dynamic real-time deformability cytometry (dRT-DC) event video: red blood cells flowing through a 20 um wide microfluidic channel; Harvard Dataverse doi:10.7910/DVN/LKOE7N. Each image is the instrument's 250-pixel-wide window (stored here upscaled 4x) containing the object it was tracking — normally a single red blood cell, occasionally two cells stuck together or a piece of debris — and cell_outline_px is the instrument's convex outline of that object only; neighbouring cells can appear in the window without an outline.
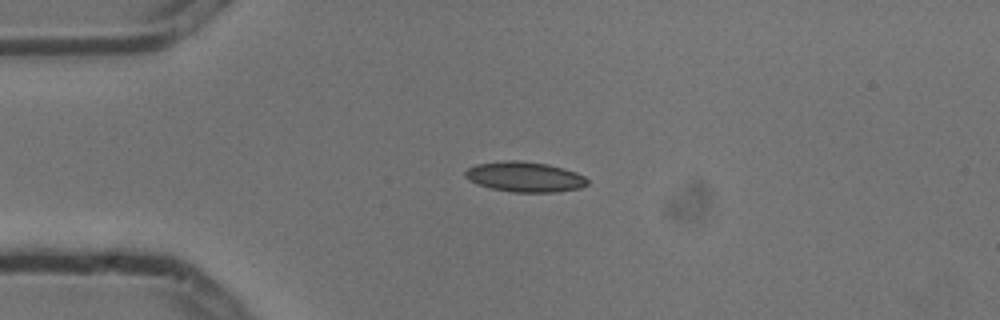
{"species": "common noctule bat (a hibernating species)", "species_latin": "Nyctalus noctula", "temperature_condition": "cold", "stored_images_in_passage": 3, "camera_frame_rate_fps": 3000, "um_per_image_px": 0.085, "animal": {"sex": "male", "body_mass_g": 13.3}, "frame": {"image": 1, "passage_image": 2, "time_ms": 0.333, "image_size_px": [1000, 320], "cell_outline_px": [[588, 184], [580, 188], [556, 192], [512, 192], [492, 188], [468, 180], [464, 176], [464, 172], [468, 168], [476, 164], [504, 160], [520, 160], [548, 164], [564, 168], [576, 172], [584, 176], [588, 180]], "centroid_in_image_um": [44.61, 15.02], "position_along_channel_um": 40.4, "area_um2": 21.56}}